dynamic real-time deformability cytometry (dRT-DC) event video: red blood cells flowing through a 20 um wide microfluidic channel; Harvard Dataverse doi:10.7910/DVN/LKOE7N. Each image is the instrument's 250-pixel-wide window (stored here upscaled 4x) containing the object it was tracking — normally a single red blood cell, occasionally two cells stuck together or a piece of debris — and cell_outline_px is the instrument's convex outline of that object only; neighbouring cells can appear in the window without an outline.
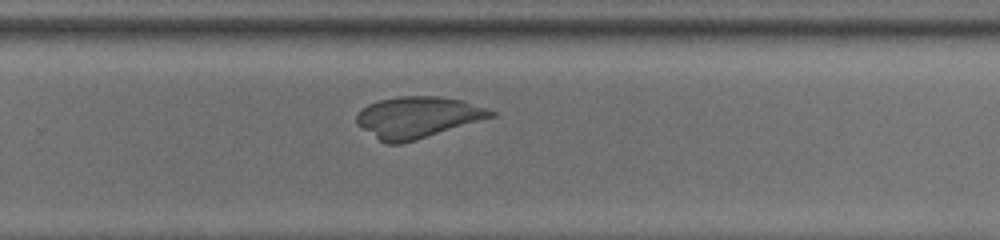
{"species": "common noctule bat (a hibernating species)", "species_latin": "Nyctalus noctula", "temperature_condition": "room temperature", "stored_images_in_passage": 51, "camera_frame_rate_fps": 3000, "um_per_image_px": 0.085, "animal": {"sex": "male", "body_mass_g": 13.0, "forearm_length_mm": 53.1}, "frame": {"image": 1, "passage_image": 35, "time_ms": 11.333, "image_size_px": [1000, 240], "cell_outline_px": [[496, 116], [416, 140], [400, 144], [388, 144], [380, 140], [356, 124], [356, 116], [360, 108], [368, 104], [380, 100], [400, 96], [440, 96], [460, 100], [496, 112]], "centroid_in_image_um": [35.47, 9.97], "position_along_channel_um": 294.3, "area_um2": 32.14}}